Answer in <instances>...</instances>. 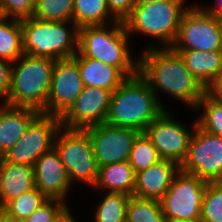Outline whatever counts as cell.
<instances>
[{
    "label": "cell",
    "instance_id": "obj_25",
    "mask_svg": "<svg viewBox=\"0 0 222 222\" xmlns=\"http://www.w3.org/2000/svg\"><path fill=\"white\" fill-rule=\"evenodd\" d=\"M131 195L106 192L95 207L94 222H126L127 204Z\"/></svg>",
    "mask_w": 222,
    "mask_h": 222
},
{
    "label": "cell",
    "instance_id": "obj_40",
    "mask_svg": "<svg viewBox=\"0 0 222 222\" xmlns=\"http://www.w3.org/2000/svg\"><path fill=\"white\" fill-rule=\"evenodd\" d=\"M158 1H163V0H135V4H150Z\"/></svg>",
    "mask_w": 222,
    "mask_h": 222
},
{
    "label": "cell",
    "instance_id": "obj_14",
    "mask_svg": "<svg viewBox=\"0 0 222 222\" xmlns=\"http://www.w3.org/2000/svg\"><path fill=\"white\" fill-rule=\"evenodd\" d=\"M84 88L78 64L72 59L56 60L46 114L62 116Z\"/></svg>",
    "mask_w": 222,
    "mask_h": 222
},
{
    "label": "cell",
    "instance_id": "obj_10",
    "mask_svg": "<svg viewBox=\"0 0 222 222\" xmlns=\"http://www.w3.org/2000/svg\"><path fill=\"white\" fill-rule=\"evenodd\" d=\"M62 127L60 116L40 112L27 127L24 136L1 157L14 164L32 165L54 148L57 132Z\"/></svg>",
    "mask_w": 222,
    "mask_h": 222
},
{
    "label": "cell",
    "instance_id": "obj_27",
    "mask_svg": "<svg viewBox=\"0 0 222 222\" xmlns=\"http://www.w3.org/2000/svg\"><path fill=\"white\" fill-rule=\"evenodd\" d=\"M200 110L202 113L196 118L197 125L208 133L222 137V102L205 93L193 112L196 114Z\"/></svg>",
    "mask_w": 222,
    "mask_h": 222
},
{
    "label": "cell",
    "instance_id": "obj_34",
    "mask_svg": "<svg viewBox=\"0 0 222 222\" xmlns=\"http://www.w3.org/2000/svg\"><path fill=\"white\" fill-rule=\"evenodd\" d=\"M110 13L123 22L132 12L135 0H106Z\"/></svg>",
    "mask_w": 222,
    "mask_h": 222
},
{
    "label": "cell",
    "instance_id": "obj_17",
    "mask_svg": "<svg viewBox=\"0 0 222 222\" xmlns=\"http://www.w3.org/2000/svg\"><path fill=\"white\" fill-rule=\"evenodd\" d=\"M179 171L180 165L161 159L151 167L136 173L133 196L160 200Z\"/></svg>",
    "mask_w": 222,
    "mask_h": 222
},
{
    "label": "cell",
    "instance_id": "obj_38",
    "mask_svg": "<svg viewBox=\"0 0 222 222\" xmlns=\"http://www.w3.org/2000/svg\"><path fill=\"white\" fill-rule=\"evenodd\" d=\"M0 222H25V220L15 218L7 213L3 208H0Z\"/></svg>",
    "mask_w": 222,
    "mask_h": 222
},
{
    "label": "cell",
    "instance_id": "obj_15",
    "mask_svg": "<svg viewBox=\"0 0 222 222\" xmlns=\"http://www.w3.org/2000/svg\"><path fill=\"white\" fill-rule=\"evenodd\" d=\"M111 94L109 90L100 87L84 86L72 106L60 117L62 127L85 129L105 123Z\"/></svg>",
    "mask_w": 222,
    "mask_h": 222
},
{
    "label": "cell",
    "instance_id": "obj_42",
    "mask_svg": "<svg viewBox=\"0 0 222 222\" xmlns=\"http://www.w3.org/2000/svg\"><path fill=\"white\" fill-rule=\"evenodd\" d=\"M220 21V27H221V33H222V17L219 18Z\"/></svg>",
    "mask_w": 222,
    "mask_h": 222
},
{
    "label": "cell",
    "instance_id": "obj_23",
    "mask_svg": "<svg viewBox=\"0 0 222 222\" xmlns=\"http://www.w3.org/2000/svg\"><path fill=\"white\" fill-rule=\"evenodd\" d=\"M117 21L110 13L106 0H74L73 22L79 28L106 25Z\"/></svg>",
    "mask_w": 222,
    "mask_h": 222
},
{
    "label": "cell",
    "instance_id": "obj_32",
    "mask_svg": "<svg viewBox=\"0 0 222 222\" xmlns=\"http://www.w3.org/2000/svg\"><path fill=\"white\" fill-rule=\"evenodd\" d=\"M68 205V203L59 199H48L25 219V222H56L71 208Z\"/></svg>",
    "mask_w": 222,
    "mask_h": 222
},
{
    "label": "cell",
    "instance_id": "obj_26",
    "mask_svg": "<svg viewBox=\"0 0 222 222\" xmlns=\"http://www.w3.org/2000/svg\"><path fill=\"white\" fill-rule=\"evenodd\" d=\"M126 222H166L160 200L131 195L127 204Z\"/></svg>",
    "mask_w": 222,
    "mask_h": 222
},
{
    "label": "cell",
    "instance_id": "obj_1",
    "mask_svg": "<svg viewBox=\"0 0 222 222\" xmlns=\"http://www.w3.org/2000/svg\"><path fill=\"white\" fill-rule=\"evenodd\" d=\"M147 49V50H146ZM139 58L138 74L149 84L160 104L165 108L160 94L173 96L194 111L206 89L186 68L179 53L170 47L160 48L149 44Z\"/></svg>",
    "mask_w": 222,
    "mask_h": 222
},
{
    "label": "cell",
    "instance_id": "obj_16",
    "mask_svg": "<svg viewBox=\"0 0 222 222\" xmlns=\"http://www.w3.org/2000/svg\"><path fill=\"white\" fill-rule=\"evenodd\" d=\"M33 167L36 188L48 199H59L68 203V192L74 184L56 149L42 154Z\"/></svg>",
    "mask_w": 222,
    "mask_h": 222
},
{
    "label": "cell",
    "instance_id": "obj_33",
    "mask_svg": "<svg viewBox=\"0 0 222 222\" xmlns=\"http://www.w3.org/2000/svg\"><path fill=\"white\" fill-rule=\"evenodd\" d=\"M36 0H0V17L23 20L34 16Z\"/></svg>",
    "mask_w": 222,
    "mask_h": 222
},
{
    "label": "cell",
    "instance_id": "obj_4",
    "mask_svg": "<svg viewBox=\"0 0 222 222\" xmlns=\"http://www.w3.org/2000/svg\"><path fill=\"white\" fill-rule=\"evenodd\" d=\"M56 60L23 54L12 63L11 85L7 105L27 107L46 114Z\"/></svg>",
    "mask_w": 222,
    "mask_h": 222
},
{
    "label": "cell",
    "instance_id": "obj_20",
    "mask_svg": "<svg viewBox=\"0 0 222 222\" xmlns=\"http://www.w3.org/2000/svg\"><path fill=\"white\" fill-rule=\"evenodd\" d=\"M72 59L78 64L84 86L100 87L112 93L127 79L117 67L99 60L78 53Z\"/></svg>",
    "mask_w": 222,
    "mask_h": 222
},
{
    "label": "cell",
    "instance_id": "obj_28",
    "mask_svg": "<svg viewBox=\"0 0 222 222\" xmlns=\"http://www.w3.org/2000/svg\"><path fill=\"white\" fill-rule=\"evenodd\" d=\"M161 160L158 151L144 132L135 139L129 156V164L136 173L145 170Z\"/></svg>",
    "mask_w": 222,
    "mask_h": 222
},
{
    "label": "cell",
    "instance_id": "obj_7",
    "mask_svg": "<svg viewBox=\"0 0 222 222\" xmlns=\"http://www.w3.org/2000/svg\"><path fill=\"white\" fill-rule=\"evenodd\" d=\"M54 148L59 153L69 178L94 187L98 179V166L93 154L91 140L84 129L61 127L56 134Z\"/></svg>",
    "mask_w": 222,
    "mask_h": 222
},
{
    "label": "cell",
    "instance_id": "obj_11",
    "mask_svg": "<svg viewBox=\"0 0 222 222\" xmlns=\"http://www.w3.org/2000/svg\"><path fill=\"white\" fill-rule=\"evenodd\" d=\"M165 109L144 130L158 151L160 158L181 165L185 160L192 134L197 124L196 119L191 128L174 119L173 113Z\"/></svg>",
    "mask_w": 222,
    "mask_h": 222
},
{
    "label": "cell",
    "instance_id": "obj_39",
    "mask_svg": "<svg viewBox=\"0 0 222 222\" xmlns=\"http://www.w3.org/2000/svg\"><path fill=\"white\" fill-rule=\"evenodd\" d=\"M71 211L72 210L69 208L56 222H78Z\"/></svg>",
    "mask_w": 222,
    "mask_h": 222
},
{
    "label": "cell",
    "instance_id": "obj_21",
    "mask_svg": "<svg viewBox=\"0 0 222 222\" xmlns=\"http://www.w3.org/2000/svg\"><path fill=\"white\" fill-rule=\"evenodd\" d=\"M183 58L186 68L206 89L222 72V51L174 50Z\"/></svg>",
    "mask_w": 222,
    "mask_h": 222
},
{
    "label": "cell",
    "instance_id": "obj_30",
    "mask_svg": "<svg viewBox=\"0 0 222 222\" xmlns=\"http://www.w3.org/2000/svg\"><path fill=\"white\" fill-rule=\"evenodd\" d=\"M74 0H36L33 17L44 21H73Z\"/></svg>",
    "mask_w": 222,
    "mask_h": 222
},
{
    "label": "cell",
    "instance_id": "obj_5",
    "mask_svg": "<svg viewBox=\"0 0 222 222\" xmlns=\"http://www.w3.org/2000/svg\"><path fill=\"white\" fill-rule=\"evenodd\" d=\"M21 26L24 54L61 60L78 52L79 27L73 21L31 17L21 20Z\"/></svg>",
    "mask_w": 222,
    "mask_h": 222
},
{
    "label": "cell",
    "instance_id": "obj_6",
    "mask_svg": "<svg viewBox=\"0 0 222 222\" xmlns=\"http://www.w3.org/2000/svg\"><path fill=\"white\" fill-rule=\"evenodd\" d=\"M188 0H163L150 4H135L131 14L123 21L128 35L149 36L158 40V47H171L174 43L183 13L190 6Z\"/></svg>",
    "mask_w": 222,
    "mask_h": 222
},
{
    "label": "cell",
    "instance_id": "obj_8",
    "mask_svg": "<svg viewBox=\"0 0 222 222\" xmlns=\"http://www.w3.org/2000/svg\"><path fill=\"white\" fill-rule=\"evenodd\" d=\"M199 5L190 4L183 13L172 50L222 51L219 19Z\"/></svg>",
    "mask_w": 222,
    "mask_h": 222
},
{
    "label": "cell",
    "instance_id": "obj_2",
    "mask_svg": "<svg viewBox=\"0 0 222 222\" xmlns=\"http://www.w3.org/2000/svg\"><path fill=\"white\" fill-rule=\"evenodd\" d=\"M131 39L121 21L79 28L78 54L117 67L127 78L138 74ZM130 48V49H129Z\"/></svg>",
    "mask_w": 222,
    "mask_h": 222
},
{
    "label": "cell",
    "instance_id": "obj_41",
    "mask_svg": "<svg viewBox=\"0 0 222 222\" xmlns=\"http://www.w3.org/2000/svg\"><path fill=\"white\" fill-rule=\"evenodd\" d=\"M179 222H201V220H186V221H179Z\"/></svg>",
    "mask_w": 222,
    "mask_h": 222
},
{
    "label": "cell",
    "instance_id": "obj_35",
    "mask_svg": "<svg viewBox=\"0 0 222 222\" xmlns=\"http://www.w3.org/2000/svg\"><path fill=\"white\" fill-rule=\"evenodd\" d=\"M12 63L0 59V103H6L11 85Z\"/></svg>",
    "mask_w": 222,
    "mask_h": 222
},
{
    "label": "cell",
    "instance_id": "obj_3",
    "mask_svg": "<svg viewBox=\"0 0 222 222\" xmlns=\"http://www.w3.org/2000/svg\"><path fill=\"white\" fill-rule=\"evenodd\" d=\"M164 110L149 84L137 74L112 92L105 123L144 132Z\"/></svg>",
    "mask_w": 222,
    "mask_h": 222
},
{
    "label": "cell",
    "instance_id": "obj_9",
    "mask_svg": "<svg viewBox=\"0 0 222 222\" xmlns=\"http://www.w3.org/2000/svg\"><path fill=\"white\" fill-rule=\"evenodd\" d=\"M207 181L180 170L160 199L166 222L200 220Z\"/></svg>",
    "mask_w": 222,
    "mask_h": 222
},
{
    "label": "cell",
    "instance_id": "obj_13",
    "mask_svg": "<svg viewBox=\"0 0 222 222\" xmlns=\"http://www.w3.org/2000/svg\"><path fill=\"white\" fill-rule=\"evenodd\" d=\"M91 140L93 154L98 168L129 160L130 152L138 130L112 126L106 123L84 129Z\"/></svg>",
    "mask_w": 222,
    "mask_h": 222
},
{
    "label": "cell",
    "instance_id": "obj_24",
    "mask_svg": "<svg viewBox=\"0 0 222 222\" xmlns=\"http://www.w3.org/2000/svg\"><path fill=\"white\" fill-rule=\"evenodd\" d=\"M23 54L21 20L0 17V59L13 63Z\"/></svg>",
    "mask_w": 222,
    "mask_h": 222
},
{
    "label": "cell",
    "instance_id": "obj_36",
    "mask_svg": "<svg viewBox=\"0 0 222 222\" xmlns=\"http://www.w3.org/2000/svg\"><path fill=\"white\" fill-rule=\"evenodd\" d=\"M206 93L211 98L222 102V72L206 88Z\"/></svg>",
    "mask_w": 222,
    "mask_h": 222
},
{
    "label": "cell",
    "instance_id": "obj_37",
    "mask_svg": "<svg viewBox=\"0 0 222 222\" xmlns=\"http://www.w3.org/2000/svg\"><path fill=\"white\" fill-rule=\"evenodd\" d=\"M206 12L217 17L218 19L222 17V0H216L215 4L212 6H202L200 5Z\"/></svg>",
    "mask_w": 222,
    "mask_h": 222
},
{
    "label": "cell",
    "instance_id": "obj_19",
    "mask_svg": "<svg viewBox=\"0 0 222 222\" xmlns=\"http://www.w3.org/2000/svg\"><path fill=\"white\" fill-rule=\"evenodd\" d=\"M35 187L32 165L9 163L0 158V208Z\"/></svg>",
    "mask_w": 222,
    "mask_h": 222
},
{
    "label": "cell",
    "instance_id": "obj_12",
    "mask_svg": "<svg viewBox=\"0 0 222 222\" xmlns=\"http://www.w3.org/2000/svg\"><path fill=\"white\" fill-rule=\"evenodd\" d=\"M180 170L207 182H222V137L208 133L196 124Z\"/></svg>",
    "mask_w": 222,
    "mask_h": 222
},
{
    "label": "cell",
    "instance_id": "obj_29",
    "mask_svg": "<svg viewBox=\"0 0 222 222\" xmlns=\"http://www.w3.org/2000/svg\"><path fill=\"white\" fill-rule=\"evenodd\" d=\"M47 200L48 198L35 187L10 200L3 209L11 216L25 220Z\"/></svg>",
    "mask_w": 222,
    "mask_h": 222
},
{
    "label": "cell",
    "instance_id": "obj_22",
    "mask_svg": "<svg viewBox=\"0 0 222 222\" xmlns=\"http://www.w3.org/2000/svg\"><path fill=\"white\" fill-rule=\"evenodd\" d=\"M136 174L128 161L99 167L93 190L133 195ZM105 191V192H104Z\"/></svg>",
    "mask_w": 222,
    "mask_h": 222
},
{
    "label": "cell",
    "instance_id": "obj_31",
    "mask_svg": "<svg viewBox=\"0 0 222 222\" xmlns=\"http://www.w3.org/2000/svg\"><path fill=\"white\" fill-rule=\"evenodd\" d=\"M201 222H222V182H208L203 197Z\"/></svg>",
    "mask_w": 222,
    "mask_h": 222
},
{
    "label": "cell",
    "instance_id": "obj_18",
    "mask_svg": "<svg viewBox=\"0 0 222 222\" xmlns=\"http://www.w3.org/2000/svg\"><path fill=\"white\" fill-rule=\"evenodd\" d=\"M39 113L33 108L0 103V158L24 136L27 127Z\"/></svg>",
    "mask_w": 222,
    "mask_h": 222
}]
</instances>
